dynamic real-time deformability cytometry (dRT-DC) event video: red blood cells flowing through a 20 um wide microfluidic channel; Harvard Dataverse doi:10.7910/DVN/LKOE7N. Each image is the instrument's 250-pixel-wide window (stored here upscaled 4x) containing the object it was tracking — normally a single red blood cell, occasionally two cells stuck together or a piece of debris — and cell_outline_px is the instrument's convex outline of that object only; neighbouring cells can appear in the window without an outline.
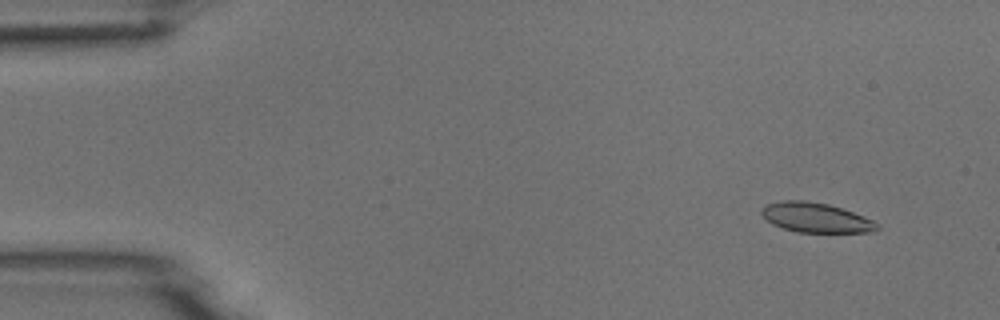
{"species": "common noctule bat (a hibernating species)", "species_latin": "Nyctalus noctula", "temperature_condition": "room temperature", "stored_images_in_passage": 4, "camera_frame_rate_fps": 3000, "um_per_image_px": 0.085, "animal": {"sex": "male", "body_mass_g": 18.8}, "frame": {"image": 1, "passage_image": 1, "time_ms": 0.0, "image_size_px": [1000, 320], "cell_outline_px": [[880, 228], [876, 232], [796, 232], [772, 224], [760, 212], [768, 204], [784, 200], [804, 200], [828, 204], [864, 216], [880, 224]], "centroid_in_image_um": [69.4, 18.51], "position_along_channel_um": 15.6, "area_um2": 19.83}}
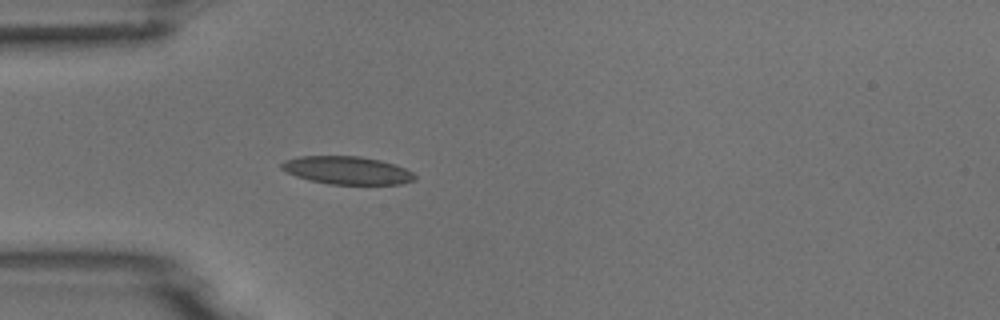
{"frame": {"image": 2, "passage_image": 4, "time_ms": 3.667, "image_size_px": [1000, 320], "cell_outline_px": [[416, 180], [400, 184], [328, 184], [308, 180], [296, 176], [280, 168], [280, 164], [284, 160], [300, 156], [360, 156], [380, 160], [396, 164], [412, 172], [416, 176]], "centroid_in_image_um": [29.5, 14.47], "position_along_channel_um": 55.5, "area_um2": 21.79}}